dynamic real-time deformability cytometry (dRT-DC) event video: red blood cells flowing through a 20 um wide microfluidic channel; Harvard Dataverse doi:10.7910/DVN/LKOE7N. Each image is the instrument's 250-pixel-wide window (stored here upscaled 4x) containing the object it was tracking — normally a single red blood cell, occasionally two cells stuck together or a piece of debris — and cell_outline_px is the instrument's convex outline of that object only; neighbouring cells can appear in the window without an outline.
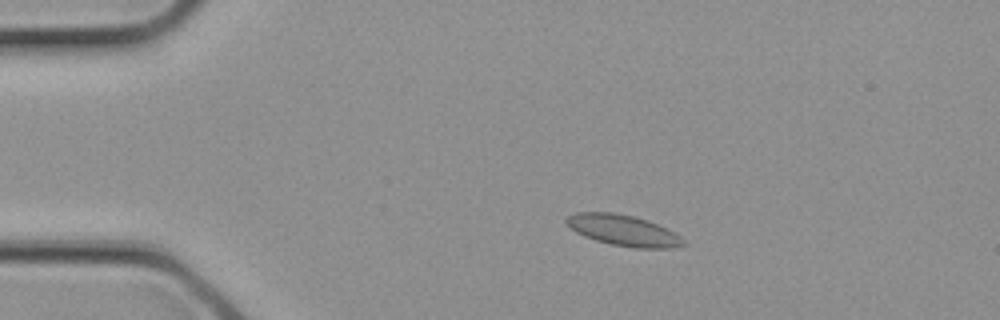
{"species": "common noctule bat (a hibernating species)", "species_latin": "Nyctalus noctula", "temperature_condition": "cold", "stored_images_in_passage": 3, "camera_frame_rate_fps": 3000, "um_per_image_px": 0.085, "animal": {"sex": "female", "body_mass_g": 21.9}, "frame": {"image": 1, "passage_image": 2, "time_ms": 0.333, "image_size_px": [1000, 320], "cell_outline_px": [[688, 244], [672, 248], [636, 248], [612, 244], [596, 240], [584, 236], [576, 232], [564, 220], [568, 216], [576, 212], [612, 212], [632, 216], [668, 228], [680, 236]], "centroid_in_image_um": [53.0, 19.59], "position_along_channel_um": 32.0, "area_um2": 20.87}}